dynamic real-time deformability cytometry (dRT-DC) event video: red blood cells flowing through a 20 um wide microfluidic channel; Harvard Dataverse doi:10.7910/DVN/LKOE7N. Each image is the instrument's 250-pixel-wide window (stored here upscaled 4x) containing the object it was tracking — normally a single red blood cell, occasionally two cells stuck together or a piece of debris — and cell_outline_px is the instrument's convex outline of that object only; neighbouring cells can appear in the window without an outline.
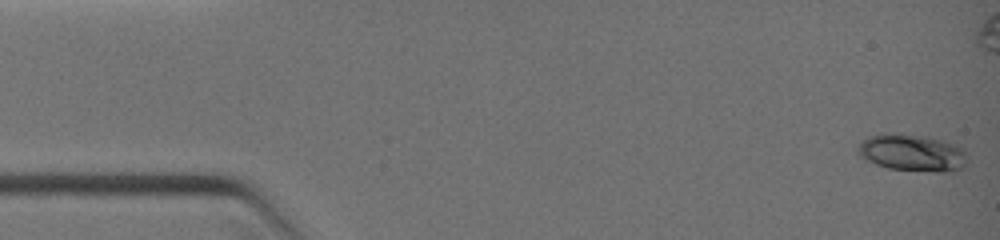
{"species": "common noctule bat (a hibernating species)", "species_latin": "Nyctalus noctula", "temperature_condition": "warm", "stored_images_in_passage": 32, "camera_frame_rate_fps": 3000, "um_per_image_px": 0.085, "animal": {"sex": "female", "body_mass_g": 19.0, "forearm_length_mm": 51.5}, "frame": {"image": 1, "passage_image": 1, "time_ms": 0.0, "image_size_px": [1000, 240], "cell_outline_px": [[964, 164], [960, 168], [952, 172], [936, 172], [888, 168], [864, 160], [856, 152], [856, 148], [868, 136], [880, 132], [896, 132], [924, 136], [944, 140], [964, 148]], "centroid_in_image_um": [77.47, 12.96], "position_along_channel_um": 7.5, "area_um2": 23.87}}
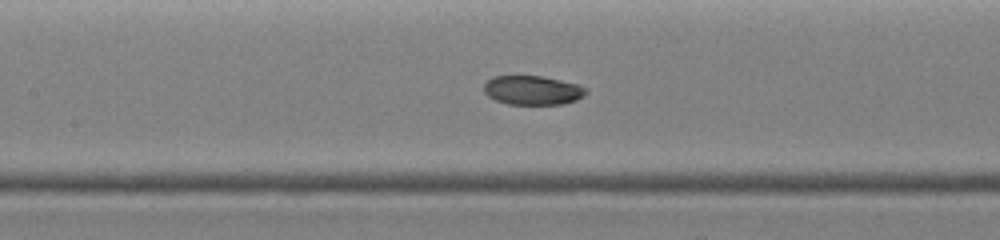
{"frame": {"image": 2, "passage_image": 15, "time_ms": 5.333, "image_size_px": [1000, 240], "cell_outline_px": [[588, 92], [584, 96], [576, 100], [564, 104], [508, 104], [496, 100], [488, 96], [484, 92], [484, 84], [492, 76], [540, 76], [560, 80], [576, 84], [588, 88]], "centroid_in_image_um": [45.28, 7.67], "position_along_channel_um": 162.1, "area_um2": 17.34}}
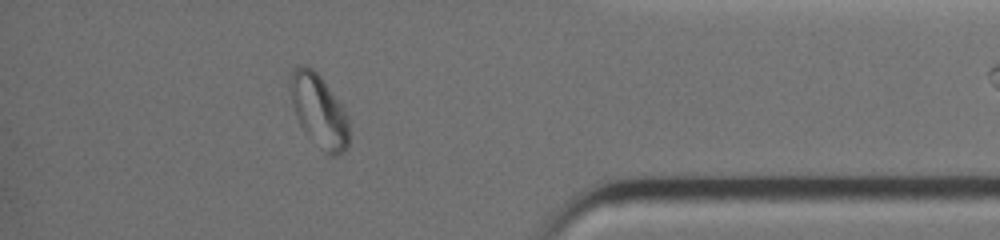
{"frame": {"image": 3, "passage_image": 28, "time_ms": 10.333, "image_size_px": [1000, 240], "cell_outline_px": [[348, 148], [344, 152], [336, 156], [332, 156], [324, 152], [304, 132], [296, 116], [292, 104], [288, 84], [288, 80], [296, 64], [304, 64], [312, 68], [320, 76], [344, 108], [348, 116]], "centroid_in_image_um": [27.09, 9.4], "position_along_channel_um": 408.1, "area_um2": 25.2}}